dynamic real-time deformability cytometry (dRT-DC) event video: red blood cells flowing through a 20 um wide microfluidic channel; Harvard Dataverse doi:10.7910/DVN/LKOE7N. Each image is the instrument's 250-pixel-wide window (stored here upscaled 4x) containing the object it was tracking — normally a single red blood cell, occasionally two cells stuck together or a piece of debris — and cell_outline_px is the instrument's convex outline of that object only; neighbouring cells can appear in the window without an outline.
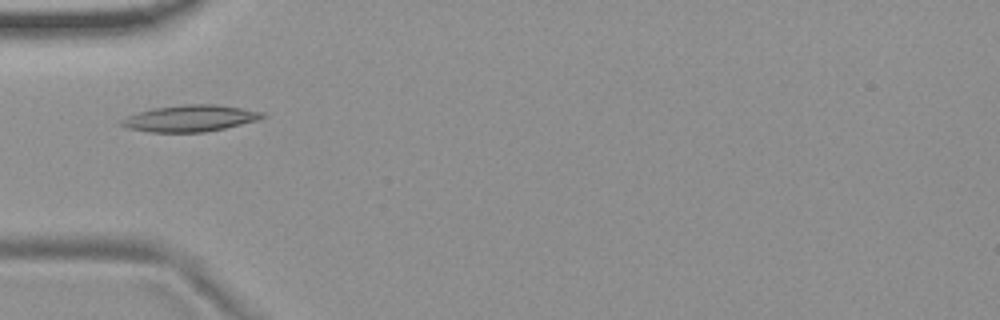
{"species": "common noctule bat (a hibernating species)", "species_latin": "Nyctalus noctula", "temperature_condition": "room temperature", "stored_images_in_passage": 6, "camera_frame_rate_fps": 3000, "um_per_image_px": 0.085, "animal": {"sex": "female", "body_mass_g": 19.9}, "frame": {"image": 1, "passage_image": 6, "time_ms": 1.667, "image_size_px": [1000, 320], "cell_outline_px": [[268, 116], [260, 120], [224, 128], [204, 132], [152, 132], [128, 128], [120, 124], [120, 120], [128, 116], [152, 108], [188, 104], [216, 104], [264, 112]], "centroid_in_image_um": [16.21, 10.05], "position_along_channel_um": 68.8, "area_um2": 21.68}}